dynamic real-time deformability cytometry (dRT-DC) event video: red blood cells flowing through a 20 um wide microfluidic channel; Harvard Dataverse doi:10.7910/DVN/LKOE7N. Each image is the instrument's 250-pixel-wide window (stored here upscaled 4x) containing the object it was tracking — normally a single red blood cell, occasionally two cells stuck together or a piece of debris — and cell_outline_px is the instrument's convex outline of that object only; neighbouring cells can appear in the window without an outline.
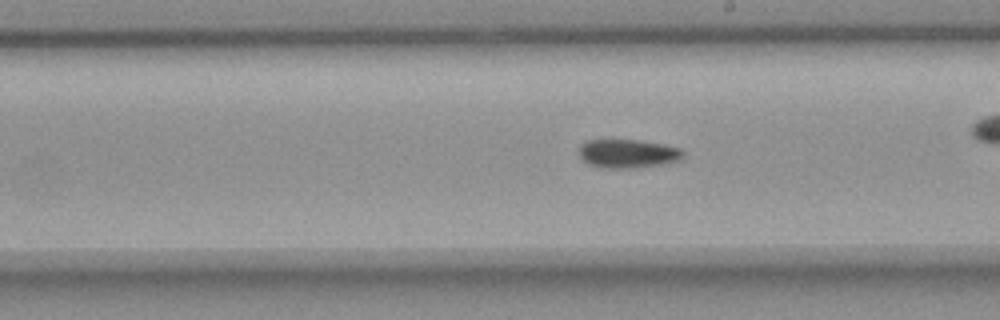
{"species": "common noctule bat (a hibernating species)", "species_latin": "Nyctalus noctula", "temperature_condition": "room temperature", "stored_images_in_passage": 28, "camera_frame_rate_fps": 3000, "um_per_image_px": 0.085, "animal": {"sex": "female", "body_mass_g": 18.4}, "frame": {"image": 1, "passage_image": 15, "time_ms": 4.667, "image_size_px": [1000, 320], "cell_outline_px": [[684, 156], [680, 160], [664, 164], [640, 168], [600, 168], [588, 164], [580, 156], [580, 144], [588, 140], [636, 140], [664, 144], [680, 148], [684, 152]], "centroid_in_image_um": [53.39, 13.07], "position_along_channel_um": 235.6, "area_um2": 17.57}}
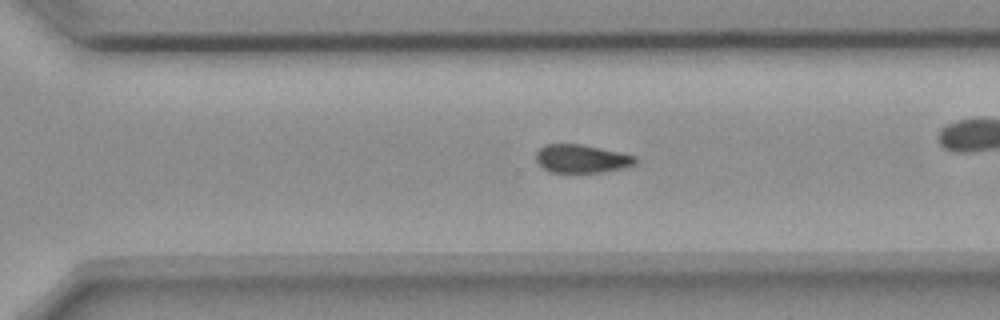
{"frame": {"image": 2, "passage_image": 22, "time_ms": 7.0, "image_size_px": [1000, 320], "cell_outline_px": [[636, 164], [624, 168], [600, 172], [548, 172], [536, 160], [536, 152], [544, 144], [580, 144], [636, 156]], "centroid_in_image_um": [49.42, 13.49], "position_along_channel_um": 321.2, "area_um2": 16.18}, "authors_computed_cell_mechanics": {"area_um2": 17.4556, "velocity_mm_per_s": 3.6666, "shape_relaxation_time_tau1_ms": 4.899, "shape_relaxation_time_tau2_ms": null, "deformation_change_tau1": 0.1093, "deformation_change_tau2": null}}